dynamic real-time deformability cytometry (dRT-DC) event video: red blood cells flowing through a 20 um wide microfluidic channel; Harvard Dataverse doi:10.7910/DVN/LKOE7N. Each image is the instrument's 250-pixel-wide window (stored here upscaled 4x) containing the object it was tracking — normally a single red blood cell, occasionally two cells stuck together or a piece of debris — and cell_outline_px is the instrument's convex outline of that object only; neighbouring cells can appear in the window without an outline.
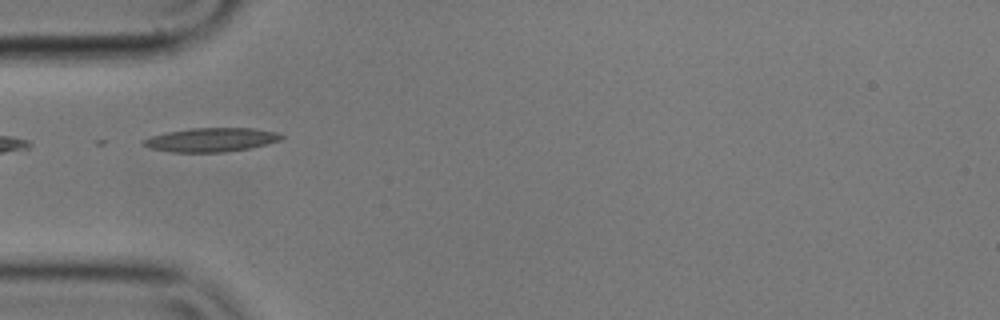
{"species": "common noctule bat (a hibernating species)", "species_latin": "Nyctalus noctula", "temperature_condition": "cold", "stored_images_in_passage": 9, "camera_frame_rate_fps": 3000, "um_per_image_px": 0.085, "animal": {"sex": "male", "body_mass_g": 17.9}, "frame": {"image": 1, "passage_image": 1, "time_ms": 0.0, "image_size_px": [1000, 320], "cell_outline_px": [[284, 136], [280, 140], [268, 144], [248, 148], [224, 152], [172, 152], [148, 148], [140, 144], [140, 140], [152, 136], [168, 132], [192, 128], [252, 128], [276, 132]], "centroid_in_image_um": [17.9, 11.88], "position_along_channel_um": 67.1, "area_um2": 19.19}}
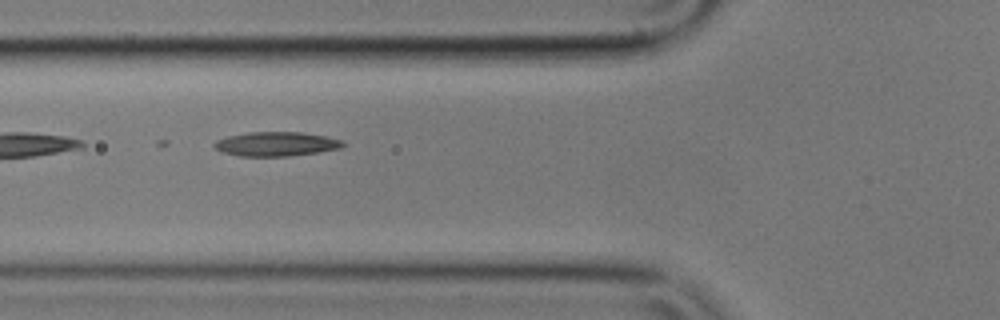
{"frame": {"image": 2, "passage_image": 4, "time_ms": 1.0, "image_size_px": [1000, 320], "cell_outline_px": [[344, 144], [340, 148], [316, 152], [288, 156], [240, 156], [224, 152], [216, 148], [212, 144], [216, 140], [228, 136], [248, 132], [300, 132], [324, 136], [340, 140]], "centroid_in_image_um": [23.43, 12.23], "position_along_channel_um": 102.4, "area_um2": 17.86}}